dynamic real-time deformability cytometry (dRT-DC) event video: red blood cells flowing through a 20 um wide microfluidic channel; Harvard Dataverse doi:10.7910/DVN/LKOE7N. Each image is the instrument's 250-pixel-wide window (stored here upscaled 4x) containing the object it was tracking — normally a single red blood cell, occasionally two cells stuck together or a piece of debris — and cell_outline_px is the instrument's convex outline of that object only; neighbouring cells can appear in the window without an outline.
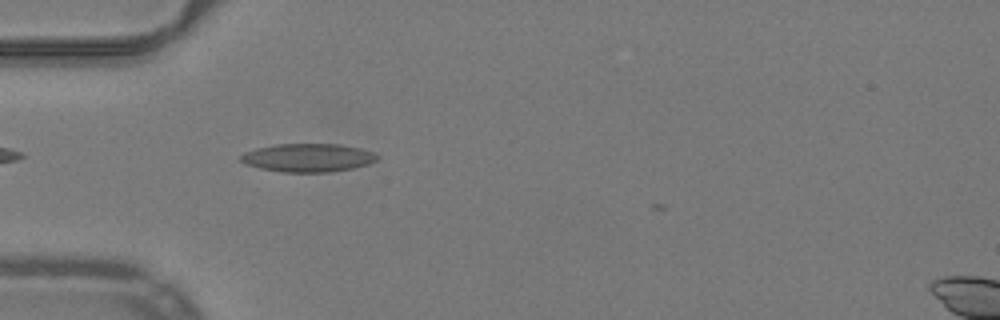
{"species": "common noctule bat (a hibernating species)", "species_latin": "Nyctalus noctula", "temperature_condition": "warm", "stored_images_in_passage": 7, "camera_frame_rate_fps": 3000, "um_per_image_px": 0.085, "animal": {"sex": "male", "body_mass_g": 19.2, "forearm_length_mm": 51.8}, "frame": {"image": 1, "passage_image": 3, "time_ms": 0.667, "image_size_px": [1000, 320], "cell_outline_px": [[380, 156], [376, 160], [368, 164], [352, 168], [328, 172], [280, 172], [260, 168], [244, 164], [240, 160], [240, 156], [244, 152], [256, 148], [276, 144], [340, 144], [360, 148], [372, 152]], "centroid_in_image_um": [26.15, 13.4], "position_along_channel_um": 58.8, "area_um2": 22.54}}
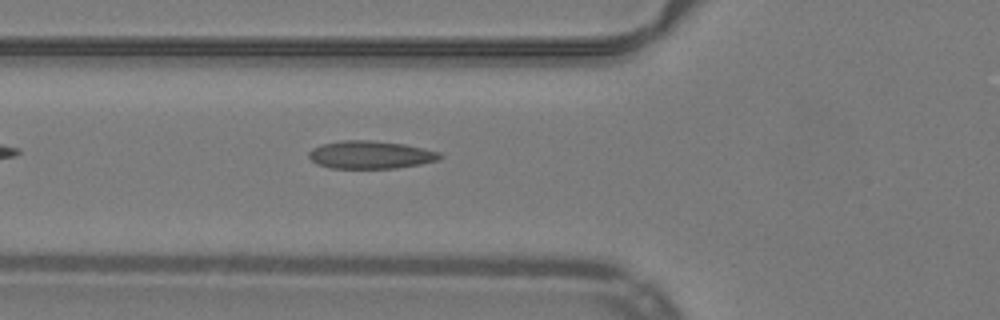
{"frame": {"image": 2, "passage_image": 6, "time_ms": 1.667, "image_size_px": [1000, 320], "cell_outline_px": [[444, 156], [436, 160], [420, 164], [396, 168], [328, 168], [316, 164], [308, 156], [308, 152], [312, 148], [324, 144], [340, 140], [372, 140], [404, 144], [424, 148], [440, 152]], "centroid_in_image_um": [31.48, 13.15], "position_along_channel_um": 94.3, "area_um2": 21.33}}